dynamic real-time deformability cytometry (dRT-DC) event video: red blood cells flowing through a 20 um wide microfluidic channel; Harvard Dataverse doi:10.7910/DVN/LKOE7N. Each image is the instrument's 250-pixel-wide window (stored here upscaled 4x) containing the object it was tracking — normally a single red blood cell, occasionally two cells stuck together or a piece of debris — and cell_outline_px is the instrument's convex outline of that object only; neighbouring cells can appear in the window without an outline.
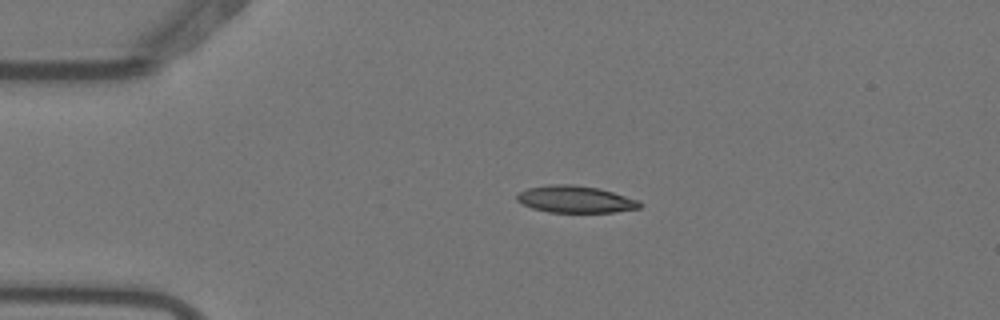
{"species": "Egyptian fruit bat (a non-hibernating species)", "species_latin": "Rousettus aegyptiacus", "temperature_condition": "warm", "stored_images_in_passage": 4, "camera_frame_rate_fps": 3000, "um_per_image_px": 0.085, "animal": {"sex": "female"}, "frame": {"image": 1, "passage_image": 3, "time_ms": 0.667, "image_size_px": [1000, 320], "cell_outline_px": [[640, 208], [612, 212], [548, 212], [532, 208], [516, 200], [516, 196], [520, 192], [528, 188], [552, 184], [572, 184], [600, 188], [640, 200]], "centroid_in_image_um": [48.92, 16.93], "position_along_channel_um": 36.1, "area_um2": 19.25}}